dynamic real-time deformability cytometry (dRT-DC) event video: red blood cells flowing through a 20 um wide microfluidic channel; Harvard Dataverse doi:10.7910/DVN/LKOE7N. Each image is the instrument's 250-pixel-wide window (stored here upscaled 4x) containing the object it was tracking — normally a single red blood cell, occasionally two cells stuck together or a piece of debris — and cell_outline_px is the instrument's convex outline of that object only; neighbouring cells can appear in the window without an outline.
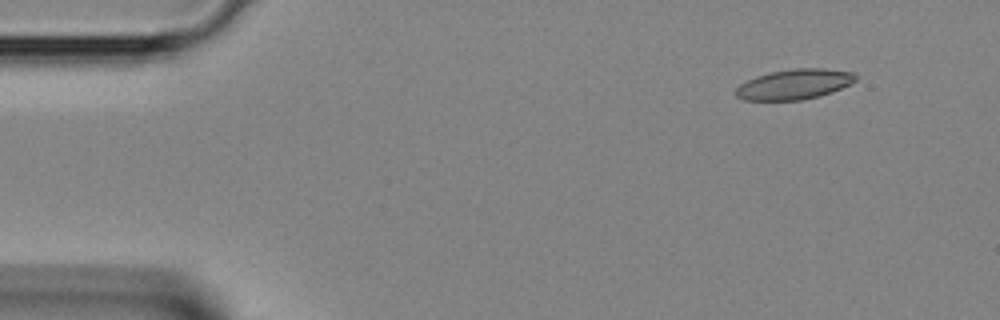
{"species": "Egyptian fruit bat (a non-hibernating species)", "species_latin": "Rousettus aegyptiacus", "temperature_condition": "room temperature", "stored_images_in_passage": 8, "camera_frame_rate_fps": 3000, "um_per_image_px": 0.085, "animal": {"sex": "female"}, "frame": {"image": 1, "passage_image": 1, "time_ms": 0.0, "image_size_px": [1000, 320], "cell_outline_px": [[856, 80], [832, 92], [820, 96], [804, 100], [744, 100], [736, 96], [736, 88], [740, 84], [756, 76], [772, 72], [792, 68], [824, 68], [852, 72], [856, 76]], "centroid_in_image_um": [67.51, 7.16], "position_along_channel_um": 17.5, "area_um2": 20.98}}